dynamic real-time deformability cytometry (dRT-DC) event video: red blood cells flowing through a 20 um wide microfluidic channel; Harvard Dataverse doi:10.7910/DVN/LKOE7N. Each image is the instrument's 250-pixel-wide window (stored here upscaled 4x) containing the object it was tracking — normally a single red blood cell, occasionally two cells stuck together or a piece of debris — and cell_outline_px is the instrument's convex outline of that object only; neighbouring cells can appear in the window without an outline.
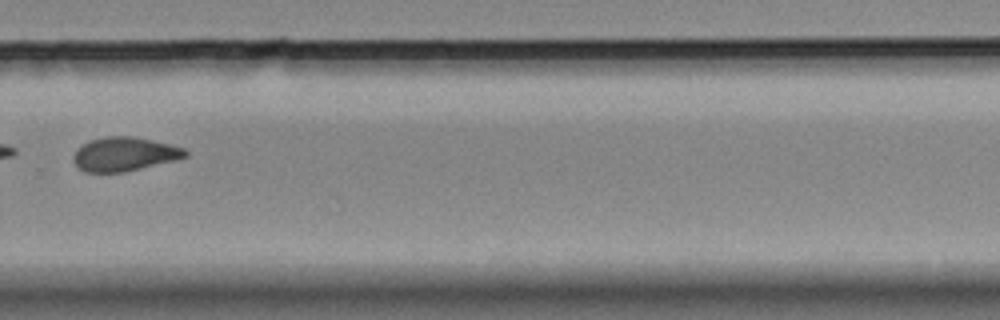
{"species": "Egyptian fruit bat (a non-hibernating species)", "species_latin": "Rousettus aegyptiacus", "temperature_condition": "room temperature", "stored_images_in_passage": 30, "camera_frame_rate_fps": 3000, "um_per_image_px": 0.085, "animal": {"sex": "female"}, "frame": {"image": 1, "passage_image": 18, "time_ms": 5.667, "image_size_px": [1000, 320], "cell_outline_px": [[188, 156], [176, 160], [124, 172], [84, 172], [76, 168], [72, 160], [72, 156], [76, 148], [80, 144], [88, 140], [104, 136], [132, 136], [152, 140], [184, 148], [188, 152]], "centroid_in_image_um": [10.5, 13.1], "position_along_channel_um": 319.3, "area_um2": 22.48}}